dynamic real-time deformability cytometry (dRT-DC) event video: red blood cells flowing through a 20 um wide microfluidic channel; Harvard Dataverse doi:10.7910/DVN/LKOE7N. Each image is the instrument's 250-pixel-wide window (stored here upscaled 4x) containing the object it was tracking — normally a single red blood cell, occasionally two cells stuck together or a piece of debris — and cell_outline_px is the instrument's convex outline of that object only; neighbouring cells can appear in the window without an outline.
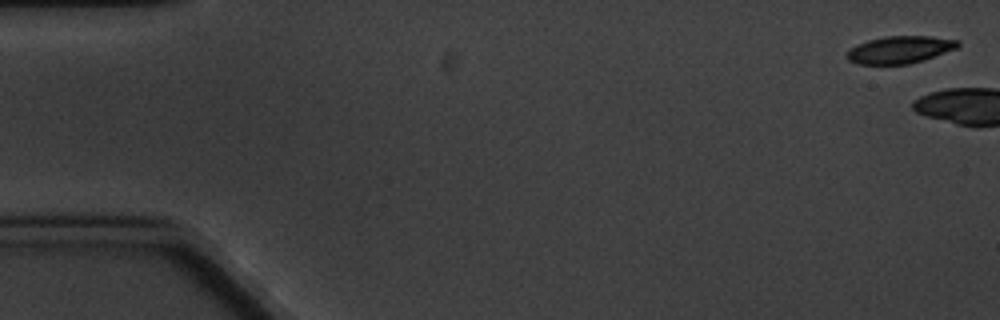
{"species": "common noctule bat (a hibernating species)", "species_latin": "Nyctalus noctula", "temperature_condition": "cold", "stored_images_in_passage": 2, "camera_frame_rate_fps": 3000, "um_per_image_px": 0.085, "animal": {"sex": "male", "body_mass_g": 20.1, "forearm_length_mm": 53.5}, "frame": {"image": 1, "passage_image": 1, "time_ms": 0.0, "image_size_px": [1000, 320], "cell_outline_px": [[960, 44], [956, 48], [924, 60], [908, 64], [856, 64], [848, 60], [844, 56], [856, 44], [868, 40], [884, 36], [932, 36], [960, 40]], "centroid_in_image_um": [76.48, 4.22], "position_along_channel_um": 8.5, "area_um2": 17.74}}